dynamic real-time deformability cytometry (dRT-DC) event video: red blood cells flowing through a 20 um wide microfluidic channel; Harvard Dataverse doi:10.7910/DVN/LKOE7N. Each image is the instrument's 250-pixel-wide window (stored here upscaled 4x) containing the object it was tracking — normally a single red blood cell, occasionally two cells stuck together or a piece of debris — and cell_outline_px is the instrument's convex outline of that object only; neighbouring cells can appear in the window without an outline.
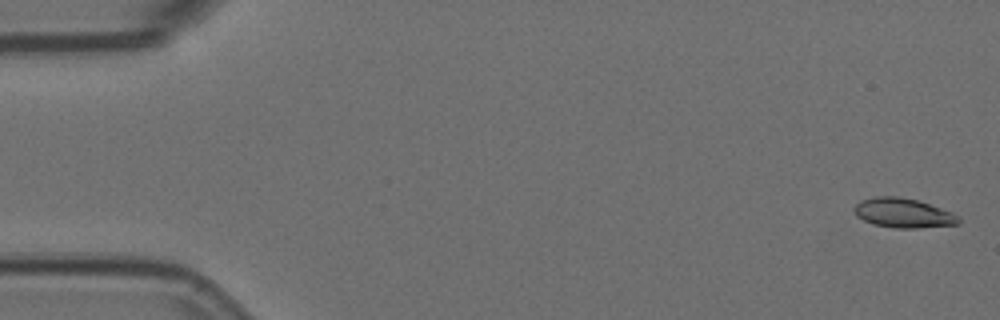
{"species": "Egyptian fruit bat (a non-hibernating species)", "species_latin": "Rousettus aegyptiacus", "temperature_condition": "room temperature", "stored_images_in_passage": 57, "camera_frame_rate_fps": 3000, "um_per_image_px": 0.085, "animal": {"sex": "female"}, "frame": {"image": 1, "passage_image": 2, "time_ms": 0.333, "image_size_px": [1000, 320], "cell_outline_px": [[960, 220], [956, 224], [916, 228], [896, 228], [876, 224], [864, 220], [856, 216], [852, 208], [860, 200], [876, 196], [896, 196], [916, 200], [952, 212]], "centroid_in_image_um": [76.71, 18.09], "position_along_channel_um": 8.3, "area_um2": 17.63}}
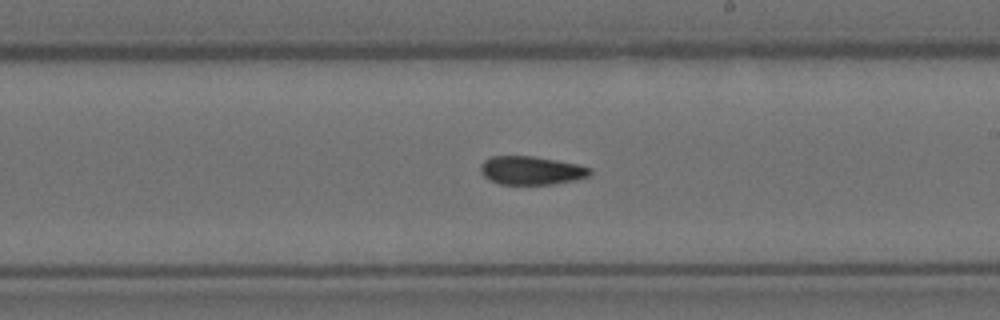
{"frame": {"image": 2, "passage_image": 33, "time_ms": 10.667, "image_size_px": [1000, 320], "cell_outline_px": [[592, 172], [588, 176], [572, 180], [552, 184], [500, 184], [484, 176], [480, 172], [480, 164], [484, 160], [492, 156], [532, 156], [556, 160], [576, 164], [592, 168]], "centroid_in_image_um": [45.13, 14.48], "position_along_channel_um": 243.9, "area_um2": 17.98}}
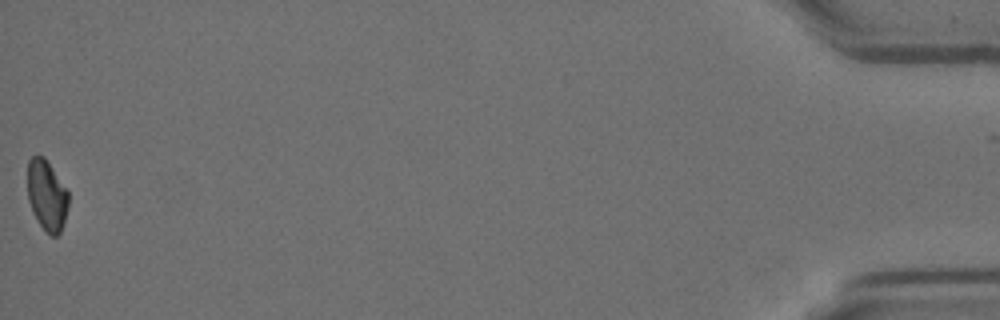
{"frame": {"image": 3, "passage_image": 57, "time_ms": 18.667, "image_size_px": [1000, 320], "cell_outline_px": [[68, 208], [60, 232], [56, 236], [52, 236], [40, 224], [32, 212], [28, 200], [28, 160], [32, 156], [44, 156], [68, 192]], "centroid_in_image_um": [3.97, 16.59], "position_along_channel_um": 431.2, "area_um2": 16.53}, "authors_computed_cell_mechanics": {"area_um2": 18.207, "velocity_mm_per_s": 3.6085, "shape_relaxation_time_tau1_ms": null, "shape_relaxation_time_tau2_ms": 6.4166, "deformation_change_tau1": null, "deformation_change_tau2": 0.1143}}